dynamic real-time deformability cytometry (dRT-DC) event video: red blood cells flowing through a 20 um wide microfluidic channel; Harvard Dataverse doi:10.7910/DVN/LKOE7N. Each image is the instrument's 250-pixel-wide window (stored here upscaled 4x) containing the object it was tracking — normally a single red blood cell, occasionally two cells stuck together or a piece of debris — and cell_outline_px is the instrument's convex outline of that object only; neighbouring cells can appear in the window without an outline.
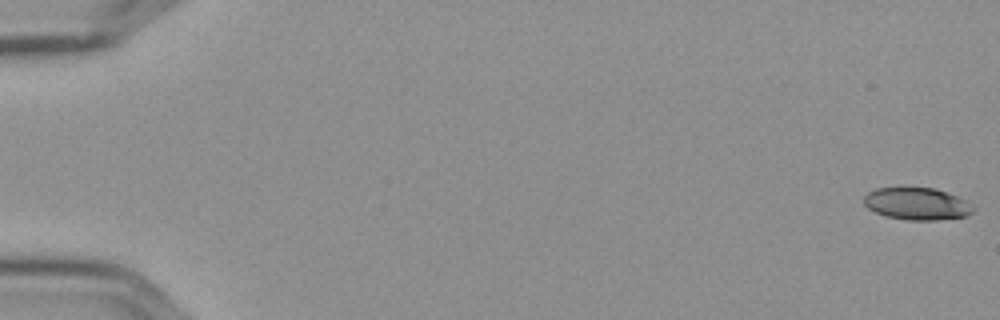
{"species": "Egyptian fruit bat (a non-hibernating species)", "species_latin": "Rousettus aegyptiacus", "temperature_condition": "cold", "stored_images_in_passage": 18, "camera_frame_rate_fps": 3000, "um_per_image_px": 0.085, "frame": {"image": 1, "passage_image": 1, "time_ms": 0.0, "image_size_px": [1000, 320], "cell_outline_px": [[976, 208], [968, 216], [936, 220], [908, 220], [884, 216], [868, 208], [864, 204], [864, 196], [868, 192], [876, 188], [900, 184], [904, 184], [936, 188], [968, 200]], "centroid_in_image_um": [77.93, 17.26], "position_along_channel_um": 7.1, "area_um2": 21.62}}